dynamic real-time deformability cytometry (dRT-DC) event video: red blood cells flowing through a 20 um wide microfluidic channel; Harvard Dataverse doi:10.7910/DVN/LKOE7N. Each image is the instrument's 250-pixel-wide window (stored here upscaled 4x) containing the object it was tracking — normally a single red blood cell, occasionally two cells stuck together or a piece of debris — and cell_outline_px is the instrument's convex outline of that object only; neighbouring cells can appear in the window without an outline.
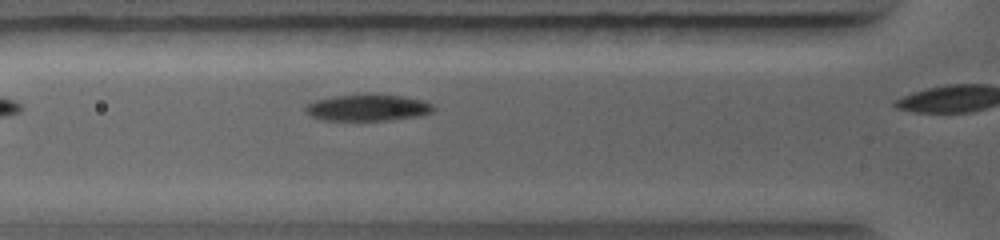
{"species": "common noctule bat (a hibernating species)", "species_latin": "Nyctalus noctula", "temperature_condition": "warm", "stored_images_in_passage": 4, "camera_frame_rate_fps": 5000, "um_per_image_px": 0.085, "animal": {"sex": "female", "body_mass_g": 19.0, "forearm_length_mm": 56.7}, "frame": {"image": 1, "passage_image": 3, "time_ms": 0.8, "image_size_px": [1000, 240], "cell_outline_px": [[436, 108], [432, 112], [416, 116], [388, 120], [324, 120], [312, 116], [304, 108], [304, 104], [316, 100], [336, 96], [404, 96], [424, 100], [432, 104]], "centroid_in_image_um": [31.27, 9.17], "position_along_channel_um": 94.5, "area_um2": 19.13}}